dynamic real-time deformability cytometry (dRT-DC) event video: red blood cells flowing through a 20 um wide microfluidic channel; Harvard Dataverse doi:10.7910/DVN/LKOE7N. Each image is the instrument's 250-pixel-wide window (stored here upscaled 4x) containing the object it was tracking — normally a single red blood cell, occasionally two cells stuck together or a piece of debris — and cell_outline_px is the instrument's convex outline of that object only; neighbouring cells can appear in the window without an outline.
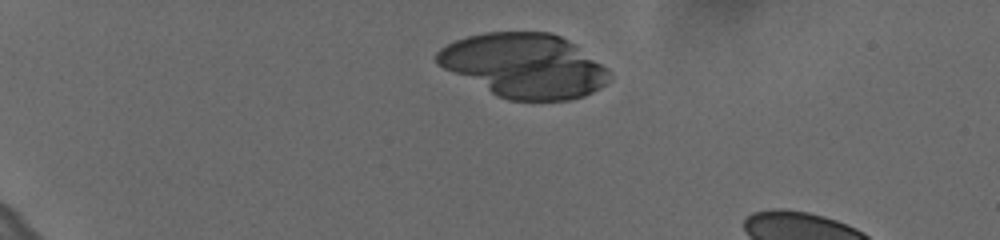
{"species": "human", "species_latin": "Homo sapiens", "temperature_condition": "cold", "stored_images_in_passage": 19, "camera_frame_rate_fps": 3000, "um_per_image_px": 0.085, "donor": {"sex": "female"}, "frame": {"image": 1, "passage_image": 11, "time_ms": 3.333, "image_size_px": [1000, 240], "cell_outline_px": [[608, 80], [600, 88], [584, 96], [568, 100], [508, 100], [496, 96], [436, 64], [436, 52], [440, 48], [456, 40], [468, 36], [484, 32], [552, 32], [560, 36], [608, 68]], "centroid_in_image_um": [44.52, 5.58], "position_along_channel_um": 40.5, "area_um2": 63.87}}